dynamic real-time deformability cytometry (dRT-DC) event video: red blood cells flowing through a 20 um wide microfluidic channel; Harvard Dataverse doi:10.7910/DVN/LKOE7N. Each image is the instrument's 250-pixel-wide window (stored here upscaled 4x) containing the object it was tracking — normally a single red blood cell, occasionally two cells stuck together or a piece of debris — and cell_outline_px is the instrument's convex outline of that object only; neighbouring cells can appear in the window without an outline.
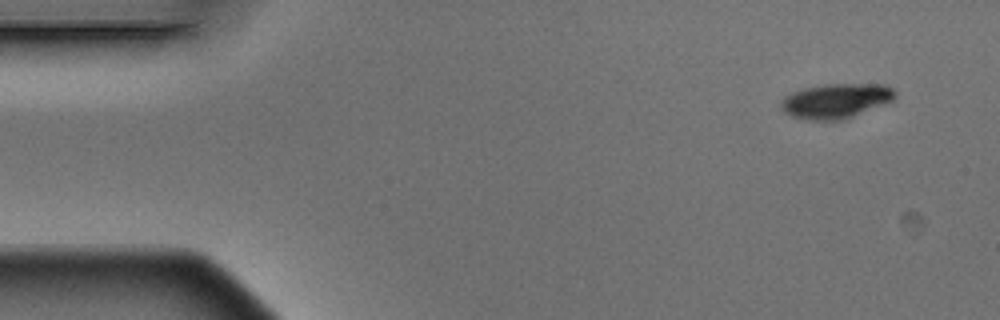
{"species": "Egyptian fruit bat (a non-hibernating species)", "species_latin": "Rousettus aegyptiacus", "temperature_condition": "warm", "stored_images_in_passage": 12, "camera_frame_rate_fps": 3000, "um_per_image_px": 0.085, "animal": {"sex": "male"}, "frame": {"image": 1, "passage_image": 1, "time_ms": 0.0, "image_size_px": [1000, 320], "cell_outline_px": [[896, 96], [892, 100], [884, 104], [844, 120], [808, 120], [792, 116], [784, 112], [780, 108], [780, 100], [784, 96], [792, 92], [804, 88], [828, 84], [888, 84], [896, 92]], "centroid_in_image_um": [71.04, 8.57], "position_along_channel_um": 14.0, "area_um2": 23.24}}
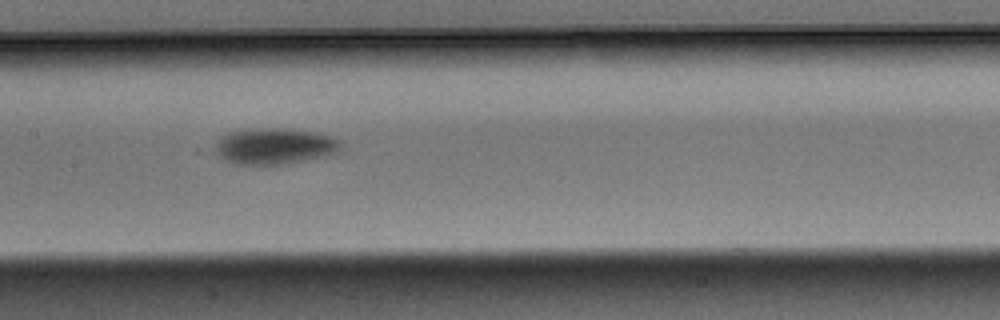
{"frame": {"image": 2, "passage_image": 7, "time_ms": 2.0, "image_size_px": [1000, 320], "cell_outline_px": [[340, 152], [324, 156], [284, 164], [236, 164], [224, 160], [216, 152], [216, 144], [228, 132], [240, 128], [280, 128], [312, 132], [332, 136], [340, 140]], "centroid_in_image_um": [23.34, 12.41], "position_along_channel_um": 184.1, "area_um2": 26.36}}
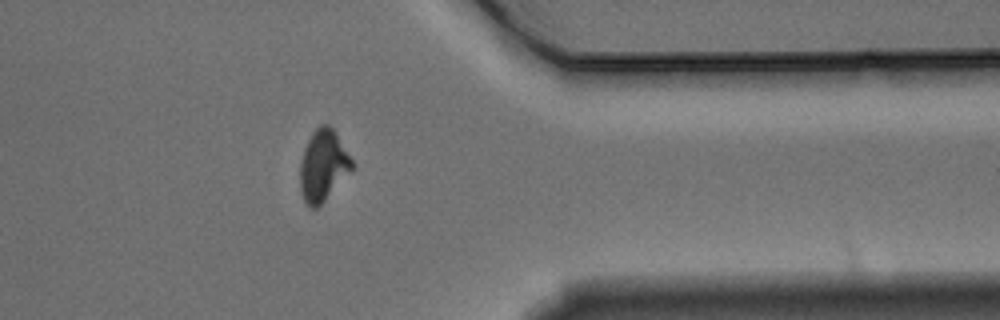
{"frame": {"image": 3, "passage_image": 12, "time_ms": 3.667, "image_size_px": [1000, 320], "cell_outline_px": [[352, 168], [324, 200], [316, 208], [312, 208], [304, 200], [300, 192], [300, 160], [304, 148], [312, 132], [320, 124], [328, 124], [336, 132], [352, 160]], "centroid_in_image_um": [27.43, 14.03], "position_along_channel_um": 384.0, "area_um2": 21.1}}